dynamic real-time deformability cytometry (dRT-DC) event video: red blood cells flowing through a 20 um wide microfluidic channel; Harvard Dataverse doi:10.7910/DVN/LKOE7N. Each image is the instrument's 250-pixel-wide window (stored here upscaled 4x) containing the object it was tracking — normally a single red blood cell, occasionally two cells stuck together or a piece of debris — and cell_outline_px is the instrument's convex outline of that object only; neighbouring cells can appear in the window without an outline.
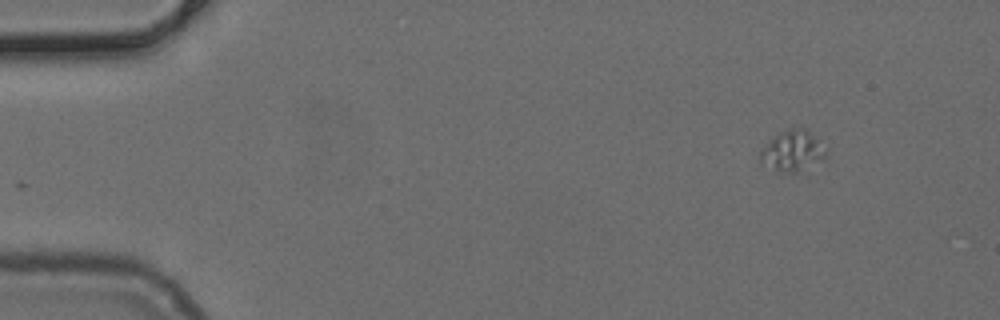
{"species": "common noctule bat (a hibernating species)", "species_latin": "Nyctalus noctula", "temperature_condition": "cold", "stored_images_in_passage": 11, "camera_frame_rate_fps": 3000, "um_per_image_px": 0.085, "animal": {"sex": "female", "body_mass_g": 24.6, "forearm_length_mm": 56.2}, "frame": {"image": 1, "passage_image": 1, "time_ms": 0.0, "image_size_px": [1000, 320], "cell_outline_px": [[828, 156], [796, 172], [780, 172], [760, 164], [760, 152], [780, 132], [792, 124], [808, 128], [828, 148]], "centroid_in_image_um": [67.43, 12.76], "position_along_channel_um": 17.6, "area_um2": 15.95}}
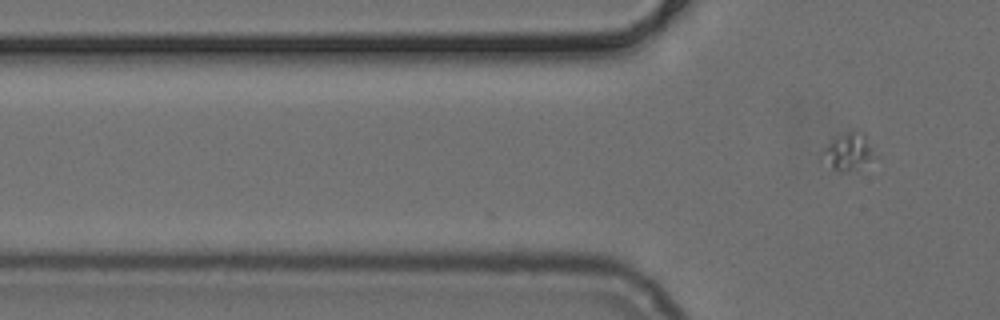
{"frame": {"image": 2, "passage_image": 11, "time_ms": 3.333, "image_size_px": [1000, 320], "cell_outline_px": [[880, 156], [852, 168], [832, 168], [820, 160], [820, 152], [836, 136], [848, 132], [864, 132], [880, 152]], "centroid_in_image_um": [72.18, 12.82], "position_along_channel_um": 53.6, "area_um2": 11.33}}